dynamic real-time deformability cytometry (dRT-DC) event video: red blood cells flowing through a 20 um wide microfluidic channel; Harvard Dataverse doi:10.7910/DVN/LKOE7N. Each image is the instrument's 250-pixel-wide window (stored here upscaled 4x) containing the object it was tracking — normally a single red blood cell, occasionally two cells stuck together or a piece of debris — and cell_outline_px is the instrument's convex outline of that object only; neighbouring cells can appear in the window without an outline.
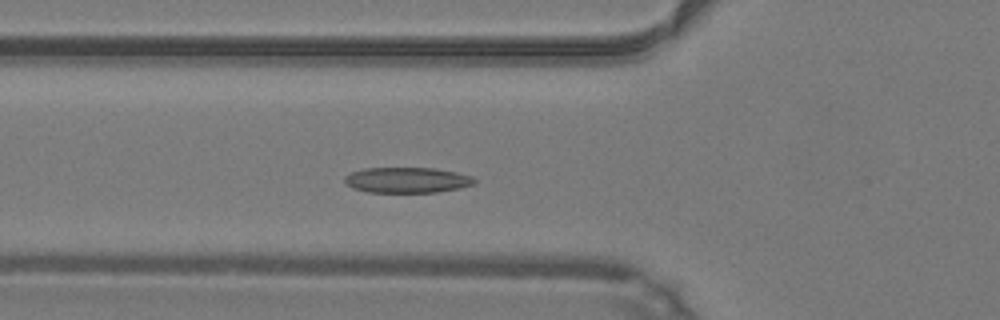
{"species": "common noctule bat (a hibernating species)", "species_latin": "Nyctalus noctula", "temperature_condition": "warm", "stored_images_in_passage": 43, "camera_frame_rate_fps": 3000, "um_per_image_px": 0.085, "animal": {"sex": "male", "body_mass_g": 19.2, "forearm_length_mm": 51.8}, "frame": {"image": 1, "passage_image": 12, "time_ms": 3.667, "image_size_px": [1000, 320], "cell_outline_px": [[476, 184], [460, 188], [436, 192], [368, 192], [352, 188], [344, 184], [344, 176], [348, 172], [364, 168], [436, 168], [456, 172], [472, 176], [476, 180]], "centroid_in_image_um": [34.57, 15.3], "position_along_channel_um": 91.2, "area_um2": 19.59}}
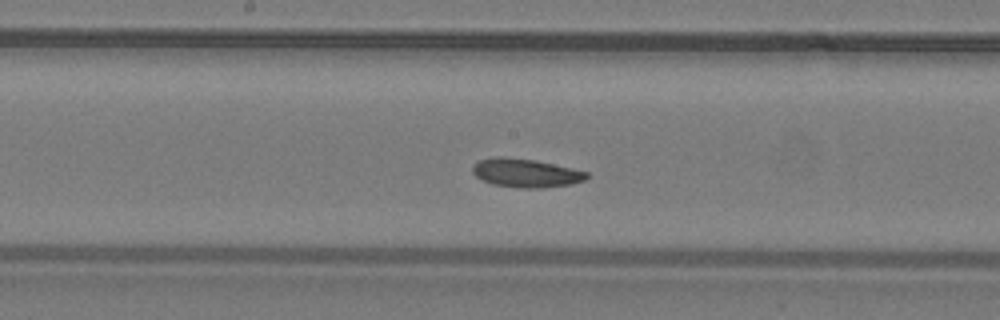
{"frame": {"image": 2, "passage_image": 20, "time_ms": 6.333, "image_size_px": [1000, 320], "cell_outline_px": [[588, 176], [584, 180], [572, 184], [544, 188], [520, 188], [492, 184], [476, 176], [472, 172], [472, 164], [480, 160], [496, 156], [500, 156], [536, 160], [572, 168], [588, 172]], "centroid_in_image_um": [44.68, 14.7], "position_along_channel_um": 203.5, "area_um2": 19.07}}
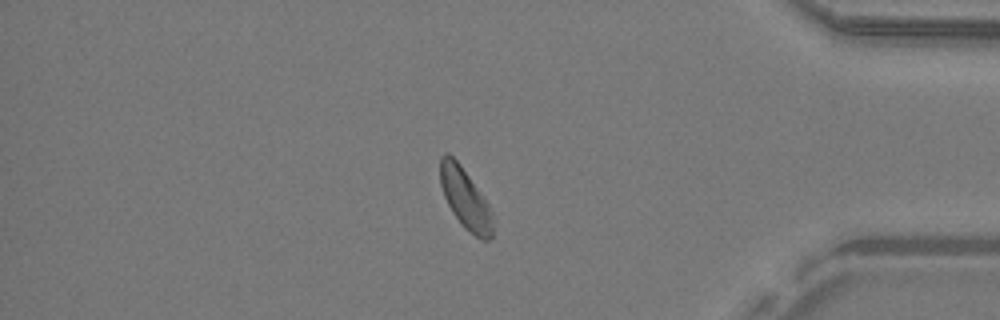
{"frame": {"image": 3, "passage_image": 36, "time_ms": 11.667, "image_size_px": [1000, 320], "cell_outline_px": [[492, 236], [488, 240], [480, 240], [464, 228], [460, 224], [452, 212], [444, 196], [440, 184], [440, 156], [444, 152], [448, 152], [460, 164], [488, 204], [492, 212]], "centroid_in_image_um": [39.52, 16.89], "position_along_channel_um": 395.7, "area_um2": 18.44}, "authors_computed_cell_mechanics": {"area_um2": 18.9584, "velocity_mm_per_s": 4.1978, "shape_relaxation_time_tau1_ms": 2.6555, "shape_relaxation_time_tau2_ms": null, "deformation_change_tau1": 0.0763, "deformation_change_tau2": null}}